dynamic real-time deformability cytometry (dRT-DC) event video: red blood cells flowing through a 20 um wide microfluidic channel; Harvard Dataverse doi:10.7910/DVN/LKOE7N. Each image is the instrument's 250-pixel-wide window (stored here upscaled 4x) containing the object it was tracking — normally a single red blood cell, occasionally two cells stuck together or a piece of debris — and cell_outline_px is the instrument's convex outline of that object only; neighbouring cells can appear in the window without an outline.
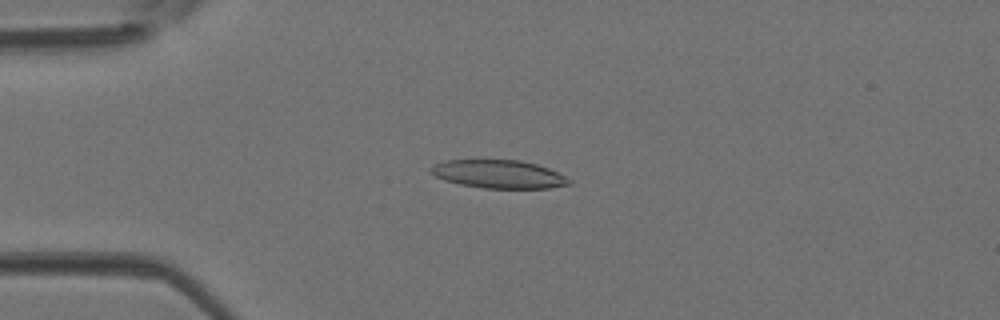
{"species": "Egyptian fruit bat (a non-hibernating species)", "species_latin": "Rousettus aegyptiacus", "temperature_condition": "room temperature", "stored_images_in_passage": 44, "camera_frame_rate_fps": 3000, "um_per_image_px": 0.085, "animal": {"sex": "female"}, "frame": {"image": 1, "passage_image": 11, "time_ms": 3.333, "image_size_px": [1000, 320], "cell_outline_px": [[572, 184], [548, 188], [484, 188], [460, 184], [444, 180], [436, 176], [428, 168], [432, 164], [444, 160], [520, 160], [536, 164], [548, 168], [572, 180]], "centroid_in_image_um": [42.37, 14.8], "position_along_channel_um": 42.6, "area_um2": 22.72}}
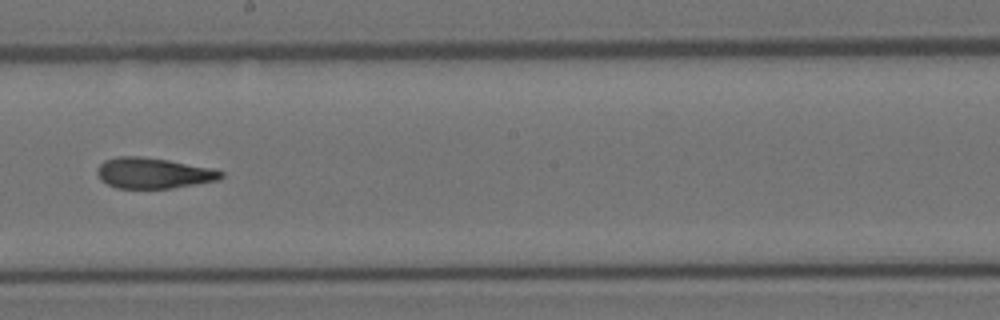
{"frame": {"image": 2, "passage_image": 25, "time_ms": 8.0, "image_size_px": [1000, 320], "cell_outline_px": [[224, 176], [220, 180], [172, 188], [116, 188], [100, 180], [96, 172], [96, 168], [104, 160], [120, 156], [140, 156], [168, 160], [212, 168], [224, 172]], "centroid_in_image_um": [13.03, 14.71], "position_along_channel_um": 235.2, "area_um2": 22.25}}
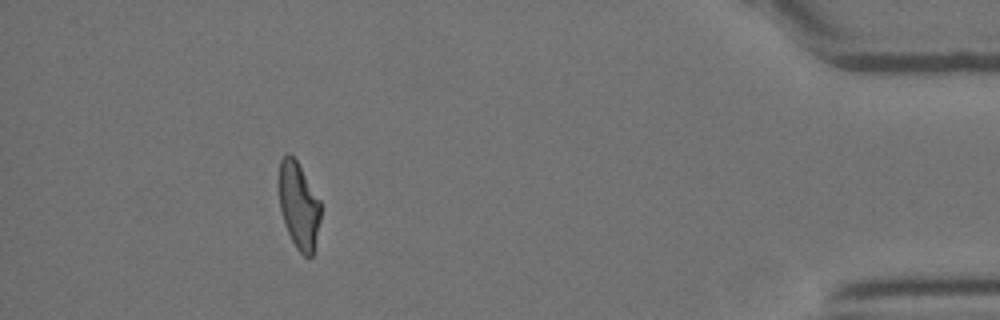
{"frame": {"image": 3, "passage_image": 40, "time_ms": 13.0, "image_size_px": [1000, 320], "cell_outline_px": [[320, 220], [312, 256], [304, 256], [296, 248], [284, 224], [280, 208], [276, 184], [276, 180], [280, 160], [288, 152], [296, 160], [320, 200]], "centroid_in_image_um": [25.34, 17.42], "position_along_channel_um": 409.9, "area_um2": 21.33}}